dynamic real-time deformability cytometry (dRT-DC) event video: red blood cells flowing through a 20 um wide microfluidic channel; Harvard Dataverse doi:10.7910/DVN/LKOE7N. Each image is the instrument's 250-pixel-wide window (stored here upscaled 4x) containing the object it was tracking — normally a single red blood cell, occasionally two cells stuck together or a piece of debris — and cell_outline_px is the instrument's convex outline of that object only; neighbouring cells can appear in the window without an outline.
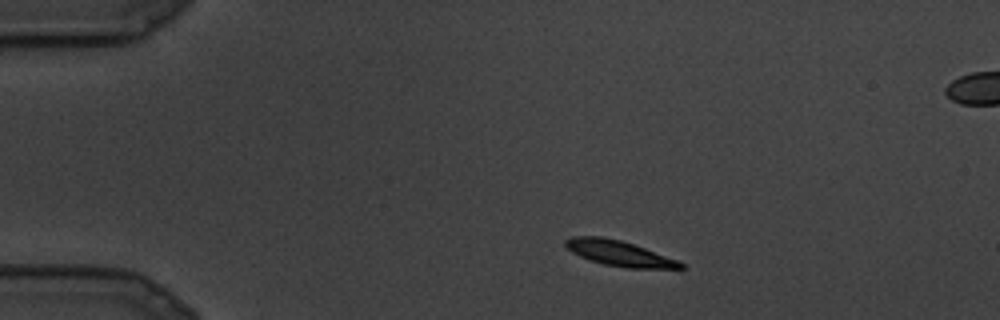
{"species": "common noctule bat (a hibernating species)", "species_latin": "Nyctalus noctula", "temperature_condition": "cold", "stored_images_in_passage": 6, "camera_frame_rate_fps": 3000, "um_per_image_px": 0.085, "animal": {"sex": "male", "body_mass_g": 19.5, "forearm_length_mm": 54.6}, "frame": {"image": 1, "passage_image": 3, "time_ms": 0.667, "image_size_px": [1000, 320], "cell_outline_px": [[684, 268], [628, 268], [604, 264], [580, 256], [572, 252], [564, 244], [564, 240], [572, 236], [600, 236], [620, 240], [680, 260], [684, 264]], "centroid_in_image_um": [52.64, 21.52], "position_along_channel_um": 32.4, "area_um2": 16.82}}